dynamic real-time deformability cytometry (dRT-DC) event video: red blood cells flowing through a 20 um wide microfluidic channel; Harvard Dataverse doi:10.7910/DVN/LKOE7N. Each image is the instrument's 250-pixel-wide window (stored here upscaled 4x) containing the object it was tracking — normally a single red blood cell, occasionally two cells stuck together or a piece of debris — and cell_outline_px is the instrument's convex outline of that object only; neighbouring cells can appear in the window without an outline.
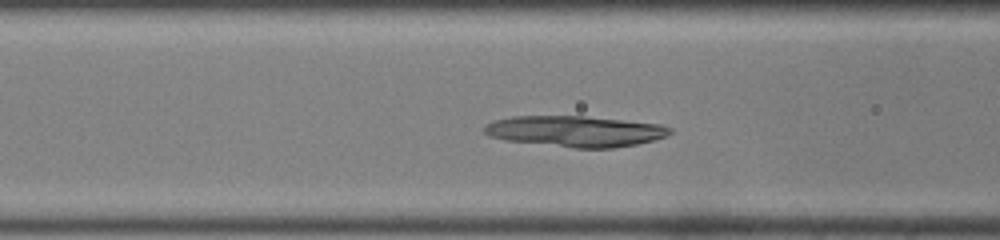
{"species": "common noctule bat (a hibernating species)", "species_latin": "Nyctalus noctula", "temperature_condition": "room temperature", "stored_images_in_passage": 44, "camera_frame_rate_fps": 3000, "um_per_image_px": 0.085, "animal": {"sex": "male", "body_mass_g": 19.0, "forearm_length_mm": 50.8}, "frame": {"image": 1, "passage_image": 14, "time_ms": 4.333, "image_size_px": [1000, 240], "cell_outline_px": [[672, 132], [664, 136], [652, 140], [636, 144], [612, 148], [576, 148], [504, 140], [488, 136], [484, 132], [484, 124], [492, 120], [512, 116], [584, 116], [660, 124], [672, 128]], "centroid_in_image_um": [48.83, 11.15], "position_along_channel_um": 117.8, "area_um2": 33.41}}
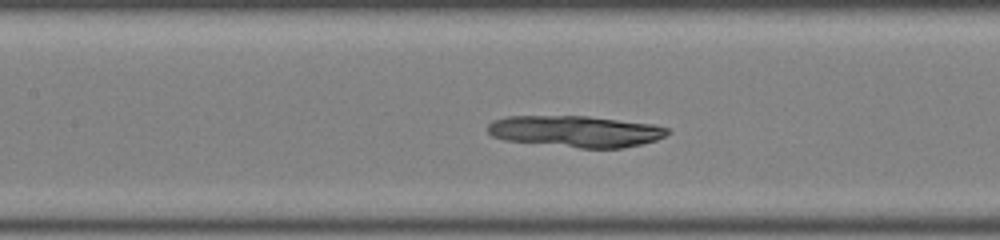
{"frame": {"image": 2, "passage_image": 17, "time_ms": 5.333, "image_size_px": [1000, 240], "cell_outline_px": [[672, 132], [656, 140], [624, 148], [580, 148], [504, 140], [492, 136], [488, 132], [488, 124], [492, 120], [508, 116], [588, 116], [652, 124], [668, 128]], "centroid_in_image_um": [48.92, 11.16], "position_along_channel_um": 158.5, "area_um2": 32.95}}
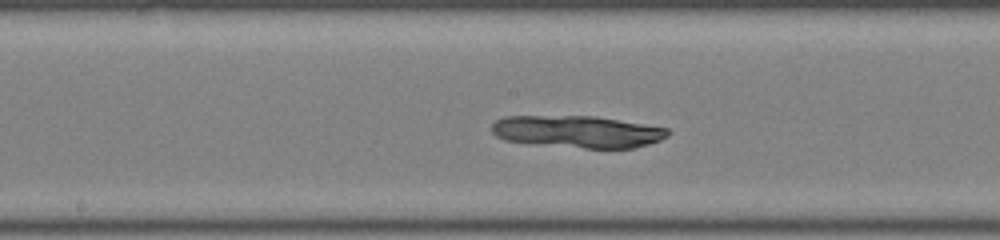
{"frame": {"image": 3, "passage_image": 20, "time_ms": 6.333, "image_size_px": [1000, 240], "cell_outline_px": [[672, 132], [668, 136], [660, 140], [648, 144], [632, 148], [584, 148], [528, 144], [504, 140], [496, 136], [492, 132], [492, 124], [496, 120], [504, 116], [596, 116], [668, 128]], "centroid_in_image_um": [49.07, 11.19], "position_along_channel_um": 199.1, "area_um2": 33.23}}